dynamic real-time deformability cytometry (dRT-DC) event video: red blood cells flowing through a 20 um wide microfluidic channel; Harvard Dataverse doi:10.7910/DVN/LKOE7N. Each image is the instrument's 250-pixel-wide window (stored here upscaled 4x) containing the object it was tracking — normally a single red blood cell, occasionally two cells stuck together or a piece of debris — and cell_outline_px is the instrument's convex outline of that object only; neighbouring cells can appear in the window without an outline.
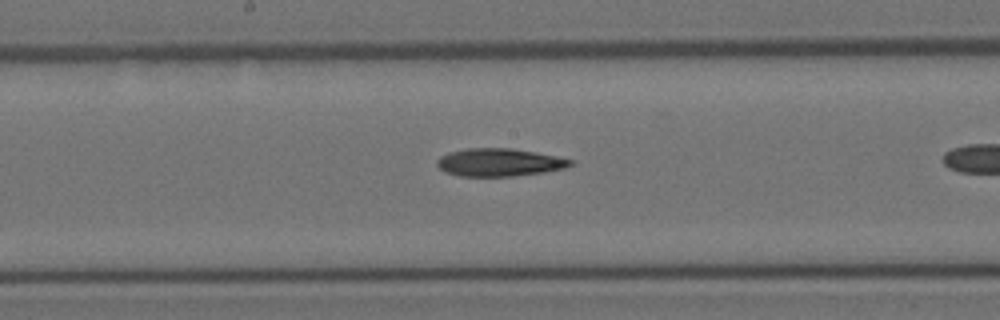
{"species": "Egyptian fruit bat (a non-hibernating species)", "species_latin": "Rousettus aegyptiacus", "temperature_condition": "room temperature", "stored_images_in_passage": 15, "camera_frame_rate_fps": 3000, "um_per_image_px": 0.085, "animal": {"sex": "female"}, "frame": {"image": 1, "passage_image": 7, "time_ms": 2.0, "image_size_px": [1000, 320], "cell_outline_px": [[572, 164], [564, 168], [544, 172], [512, 176], [460, 176], [444, 172], [436, 164], [436, 160], [440, 156], [448, 152], [468, 148], [512, 148], [536, 152], [556, 156], [572, 160]], "centroid_in_image_um": [42.39, 13.79], "position_along_channel_um": 205.8, "area_um2": 21.62}}